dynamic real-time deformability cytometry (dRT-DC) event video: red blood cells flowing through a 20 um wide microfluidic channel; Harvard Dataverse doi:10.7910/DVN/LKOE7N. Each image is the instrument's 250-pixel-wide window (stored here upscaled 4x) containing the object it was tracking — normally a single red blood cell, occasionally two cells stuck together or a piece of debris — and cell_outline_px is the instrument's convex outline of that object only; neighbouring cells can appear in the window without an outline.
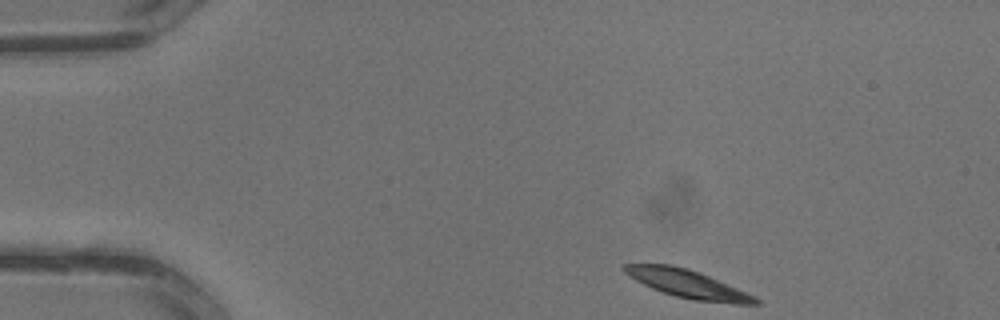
{"species": "common noctule bat (a hibernating species)", "species_latin": "Nyctalus noctula", "temperature_condition": "warm", "stored_images_in_passage": 2, "camera_frame_rate_fps": 3000, "um_per_image_px": 0.085, "animal": {"sex": "male", "body_mass_g": 13.3}, "frame": {"image": 1, "passage_image": 1, "time_ms": 0.0, "image_size_px": [1000, 320], "cell_outline_px": [[760, 304], [736, 304], [692, 300], [676, 296], [652, 288], [628, 276], [620, 268], [624, 264], [672, 264], [688, 268], [708, 276], [756, 296], [760, 300]], "centroid_in_image_um": [58.44, 24.13], "position_along_channel_um": 26.6, "area_um2": 21.33}}
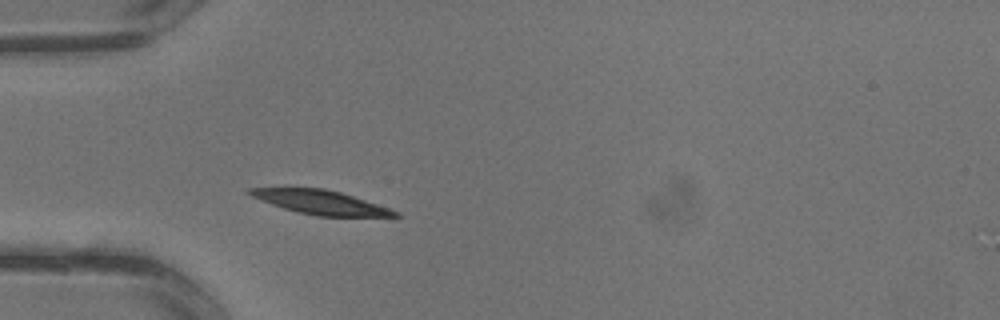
{"frame": {"image": 2, "passage_image": 2, "time_ms": 0.333, "image_size_px": [1000, 320], "cell_outline_px": [[400, 216], [316, 216], [296, 212], [272, 204], [252, 196], [244, 192], [248, 188], [324, 188], [340, 192], [400, 212]], "centroid_in_image_um": [27.21, 17.19], "position_along_channel_um": 57.8, "area_um2": 19.94}}